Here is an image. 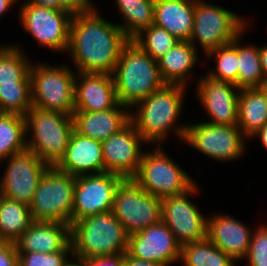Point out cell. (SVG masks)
I'll use <instances>...</instances> for the list:
<instances>
[{"mask_svg":"<svg viewBox=\"0 0 267 266\" xmlns=\"http://www.w3.org/2000/svg\"><path fill=\"white\" fill-rule=\"evenodd\" d=\"M129 41L123 30L116 23L106 20L97 9L78 12L70 21L66 54L77 73L112 75L121 51Z\"/></svg>","mask_w":267,"mask_h":266,"instance_id":"cell-1","label":"cell"},{"mask_svg":"<svg viewBox=\"0 0 267 266\" xmlns=\"http://www.w3.org/2000/svg\"><path fill=\"white\" fill-rule=\"evenodd\" d=\"M187 88L183 85L166 84L138 102L133 109L135 112L131 110L130 121L148 146H163L166 138L173 133L183 142L188 123L180 121L185 108Z\"/></svg>","mask_w":267,"mask_h":266,"instance_id":"cell-2","label":"cell"},{"mask_svg":"<svg viewBox=\"0 0 267 266\" xmlns=\"http://www.w3.org/2000/svg\"><path fill=\"white\" fill-rule=\"evenodd\" d=\"M112 78L118 102L130 110L166 85L157 61L133 40L123 47Z\"/></svg>","mask_w":267,"mask_h":266,"instance_id":"cell-3","label":"cell"},{"mask_svg":"<svg viewBox=\"0 0 267 266\" xmlns=\"http://www.w3.org/2000/svg\"><path fill=\"white\" fill-rule=\"evenodd\" d=\"M128 237L112 211L88 216L70 225L72 255L81 259L125 253Z\"/></svg>","mask_w":267,"mask_h":266,"instance_id":"cell-4","label":"cell"},{"mask_svg":"<svg viewBox=\"0 0 267 266\" xmlns=\"http://www.w3.org/2000/svg\"><path fill=\"white\" fill-rule=\"evenodd\" d=\"M25 120L27 149L49 167H55L65 155L74 131L73 117L32 107Z\"/></svg>","mask_w":267,"mask_h":266,"instance_id":"cell-5","label":"cell"},{"mask_svg":"<svg viewBox=\"0 0 267 266\" xmlns=\"http://www.w3.org/2000/svg\"><path fill=\"white\" fill-rule=\"evenodd\" d=\"M69 65L62 63L61 66H51L43 62L40 64V61L31 63L32 107L73 116L77 72Z\"/></svg>","mask_w":267,"mask_h":266,"instance_id":"cell-6","label":"cell"},{"mask_svg":"<svg viewBox=\"0 0 267 266\" xmlns=\"http://www.w3.org/2000/svg\"><path fill=\"white\" fill-rule=\"evenodd\" d=\"M249 23V19L239 16L233 10L208 3L207 0H196L193 32L189 42L196 49L201 46L205 56L210 51L229 44L243 32L246 33Z\"/></svg>","mask_w":267,"mask_h":266,"instance_id":"cell-7","label":"cell"},{"mask_svg":"<svg viewBox=\"0 0 267 266\" xmlns=\"http://www.w3.org/2000/svg\"><path fill=\"white\" fill-rule=\"evenodd\" d=\"M145 149L135 176L132 178L142 189L160 199L186 193L196 183L182 170L175 159L166 154L162 145Z\"/></svg>","mask_w":267,"mask_h":266,"instance_id":"cell-8","label":"cell"},{"mask_svg":"<svg viewBox=\"0 0 267 266\" xmlns=\"http://www.w3.org/2000/svg\"><path fill=\"white\" fill-rule=\"evenodd\" d=\"M76 176L48 167L29 205L33 221L72 224Z\"/></svg>","mask_w":267,"mask_h":266,"instance_id":"cell-9","label":"cell"},{"mask_svg":"<svg viewBox=\"0 0 267 266\" xmlns=\"http://www.w3.org/2000/svg\"><path fill=\"white\" fill-rule=\"evenodd\" d=\"M112 213L128 235L136 234L162 221V199L147 193L133 179L118 185Z\"/></svg>","mask_w":267,"mask_h":266,"instance_id":"cell-10","label":"cell"},{"mask_svg":"<svg viewBox=\"0 0 267 266\" xmlns=\"http://www.w3.org/2000/svg\"><path fill=\"white\" fill-rule=\"evenodd\" d=\"M248 140L237 125L200 121L188 123L183 143L215 161L232 162L243 158Z\"/></svg>","mask_w":267,"mask_h":266,"instance_id":"cell-11","label":"cell"},{"mask_svg":"<svg viewBox=\"0 0 267 266\" xmlns=\"http://www.w3.org/2000/svg\"><path fill=\"white\" fill-rule=\"evenodd\" d=\"M17 12L21 27L40 45L52 51L67 53L70 21L73 12L56 10L21 2Z\"/></svg>","mask_w":267,"mask_h":266,"instance_id":"cell-12","label":"cell"},{"mask_svg":"<svg viewBox=\"0 0 267 266\" xmlns=\"http://www.w3.org/2000/svg\"><path fill=\"white\" fill-rule=\"evenodd\" d=\"M198 186L196 183L186 193L162 199V221L181 246L207 238L208 218L192 201V198L200 192Z\"/></svg>","mask_w":267,"mask_h":266,"instance_id":"cell-13","label":"cell"},{"mask_svg":"<svg viewBox=\"0 0 267 266\" xmlns=\"http://www.w3.org/2000/svg\"><path fill=\"white\" fill-rule=\"evenodd\" d=\"M6 169L0 179V195L30 205L41 176L48 165L28 149L0 161Z\"/></svg>","mask_w":267,"mask_h":266,"instance_id":"cell-14","label":"cell"},{"mask_svg":"<svg viewBox=\"0 0 267 266\" xmlns=\"http://www.w3.org/2000/svg\"><path fill=\"white\" fill-rule=\"evenodd\" d=\"M122 180L108 172L76 176L72 223L112 211L115 191Z\"/></svg>","mask_w":267,"mask_h":266,"instance_id":"cell-15","label":"cell"},{"mask_svg":"<svg viewBox=\"0 0 267 266\" xmlns=\"http://www.w3.org/2000/svg\"><path fill=\"white\" fill-rule=\"evenodd\" d=\"M145 145L148 143L130 121L119 132L102 142L104 172L116 174L123 179H132L138 170Z\"/></svg>","mask_w":267,"mask_h":266,"instance_id":"cell-16","label":"cell"},{"mask_svg":"<svg viewBox=\"0 0 267 266\" xmlns=\"http://www.w3.org/2000/svg\"><path fill=\"white\" fill-rule=\"evenodd\" d=\"M196 99L209 116L206 123L238 125V97L240 90L234 83L214 79L207 74L196 81Z\"/></svg>","mask_w":267,"mask_h":266,"instance_id":"cell-17","label":"cell"},{"mask_svg":"<svg viewBox=\"0 0 267 266\" xmlns=\"http://www.w3.org/2000/svg\"><path fill=\"white\" fill-rule=\"evenodd\" d=\"M126 253L136 259L164 266L180 262L181 245L163 222L129 235Z\"/></svg>","mask_w":267,"mask_h":266,"instance_id":"cell-18","label":"cell"},{"mask_svg":"<svg viewBox=\"0 0 267 266\" xmlns=\"http://www.w3.org/2000/svg\"><path fill=\"white\" fill-rule=\"evenodd\" d=\"M252 233V227L224 213L207 219V238L235 262L247 256Z\"/></svg>","mask_w":267,"mask_h":266,"instance_id":"cell-19","label":"cell"},{"mask_svg":"<svg viewBox=\"0 0 267 266\" xmlns=\"http://www.w3.org/2000/svg\"><path fill=\"white\" fill-rule=\"evenodd\" d=\"M112 75L78 72L75 77L74 111L96 112L118 104Z\"/></svg>","mask_w":267,"mask_h":266,"instance_id":"cell-20","label":"cell"},{"mask_svg":"<svg viewBox=\"0 0 267 266\" xmlns=\"http://www.w3.org/2000/svg\"><path fill=\"white\" fill-rule=\"evenodd\" d=\"M55 167L74 176L103 173L102 142L82 136L74 130L65 155Z\"/></svg>","mask_w":267,"mask_h":266,"instance_id":"cell-21","label":"cell"},{"mask_svg":"<svg viewBox=\"0 0 267 266\" xmlns=\"http://www.w3.org/2000/svg\"><path fill=\"white\" fill-rule=\"evenodd\" d=\"M130 112L120 103L104 111H74V130L82 136L103 142L130 122Z\"/></svg>","mask_w":267,"mask_h":266,"instance_id":"cell-22","label":"cell"},{"mask_svg":"<svg viewBox=\"0 0 267 266\" xmlns=\"http://www.w3.org/2000/svg\"><path fill=\"white\" fill-rule=\"evenodd\" d=\"M70 242L69 224L33 221L15 245L18 252L54 253L62 251Z\"/></svg>","mask_w":267,"mask_h":266,"instance_id":"cell-23","label":"cell"},{"mask_svg":"<svg viewBox=\"0 0 267 266\" xmlns=\"http://www.w3.org/2000/svg\"><path fill=\"white\" fill-rule=\"evenodd\" d=\"M195 3L196 0H155L154 25L166 29L179 41H189Z\"/></svg>","mask_w":267,"mask_h":266,"instance_id":"cell-24","label":"cell"},{"mask_svg":"<svg viewBox=\"0 0 267 266\" xmlns=\"http://www.w3.org/2000/svg\"><path fill=\"white\" fill-rule=\"evenodd\" d=\"M197 51L189 41H178L157 60L162 80L169 85L188 87L194 68L200 63L197 61H201Z\"/></svg>","mask_w":267,"mask_h":266,"instance_id":"cell-25","label":"cell"},{"mask_svg":"<svg viewBox=\"0 0 267 266\" xmlns=\"http://www.w3.org/2000/svg\"><path fill=\"white\" fill-rule=\"evenodd\" d=\"M267 123V104L258 88L241 89L238 97V127L250 139Z\"/></svg>","mask_w":267,"mask_h":266,"instance_id":"cell-26","label":"cell"},{"mask_svg":"<svg viewBox=\"0 0 267 266\" xmlns=\"http://www.w3.org/2000/svg\"><path fill=\"white\" fill-rule=\"evenodd\" d=\"M123 22L116 23L133 40L144 29L154 24L155 0H116Z\"/></svg>","mask_w":267,"mask_h":266,"instance_id":"cell-27","label":"cell"},{"mask_svg":"<svg viewBox=\"0 0 267 266\" xmlns=\"http://www.w3.org/2000/svg\"><path fill=\"white\" fill-rule=\"evenodd\" d=\"M32 222L28 205L0 195V229L6 242L15 243Z\"/></svg>","mask_w":267,"mask_h":266,"instance_id":"cell-28","label":"cell"},{"mask_svg":"<svg viewBox=\"0 0 267 266\" xmlns=\"http://www.w3.org/2000/svg\"><path fill=\"white\" fill-rule=\"evenodd\" d=\"M244 32L237 37L238 56V85L237 88L252 89L258 88L265 77L262 72L259 46L251 44H241Z\"/></svg>","mask_w":267,"mask_h":266,"instance_id":"cell-29","label":"cell"},{"mask_svg":"<svg viewBox=\"0 0 267 266\" xmlns=\"http://www.w3.org/2000/svg\"><path fill=\"white\" fill-rule=\"evenodd\" d=\"M0 44V84L31 82L29 69L32 63L20 44Z\"/></svg>","mask_w":267,"mask_h":266,"instance_id":"cell-30","label":"cell"},{"mask_svg":"<svg viewBox=\"0 0 267 266\" xmlns=\"http://www.w3.org/2000/svg\"><path fill=\"white\" fill-rule=\"evenodd\" d=\"M26 149L25 116L0 113V161Z\"/></svg>","mask_w":267,"mask_h":266,"instance_id":"cell-31","label":"cell"},{"mask_svg":"<svg viewBox=\"0 0 267 266\" xmlns=\"http://www.w3.org/2000/svg\"><path fill=\"white\" fill-rule=\"evenodd\" d=\"M180 261L184 266H236V262L208 238L183 244Z\"/></svg>","mask_w":267,"mask_h":266,"instance_id":"cell-32","label":"cell"},{"mask_svg":"<svg viewBox=\"0 0 267 266\" xmlns=\"http://www.w3.org/2000/svg\"><path fill=\"white\" fill-rule=\"evenodd\" d=\"M205 56L207 61L214 59L216 64L215 69L206 73L208 76L238 85L237 38L227 45L210 51Z\"/></svg>","mask_w":267,"mask_h":266,"instance_id":"cell-33","label":"cell"},{"mask_svg":"<svg viewBox=\"0 0 267 266\" xmlns=\"http://www.w3.org/2000/svg\"><path fill=\"white\" fill-rule=\"evenodd\" d=\"M31 108V82L0 84V113L25 116Z\"/></svg>","mask_w":267,"mask_h":266,"instance_id":"cell-34","label":"cell"},{"mask_svg":"<svg viewBox=\"0 0 267 266\" xmlns=\"http://www.w3.org/2000/svg\"><path fill=\"white\" fill-rule=\"evenodd\" d=\"M151 58L158 60L167 53L179 40L166 29L151 25L133 39Z\"/></svg>","mask_w":267,"mask_h":266,"instance_id":"cell-35","label":"cell"},{"mask_svg":"<svg viewBox=\"0 0 267 266\" xmlns=\"http://www.w3.org/2000/svg\"><path fill=\"white\" fill-rule=\"evenodd\" d=\"M70 254H73L71 242L54 253L18 252V266H64Z\"/></svg>","mask_w":267,"mask_h":266,"instance_id":"cell-36","label":"cell"},{"mask_svg":"<svg viewBox=\"0 0 267 266\" xmlns=\"http://www.w3.org/2000/svg\"><path fill=\"white\" fill-rule=\"evenodd\" d=\"M252 233L248 254L249 266H267V225L260 224Z\"/></svg>","mask_w":267,"mask_h":266,"instance_id":"cell-37","label":"cell"},{"mask_svg":"<svg viewBox=\"0 0 267 266\" xmlns=\"http://www.w3.org/2000/svg\"><path fill=\"white\" fill-rule=\"evenodd\" d=\"M0 266H18V251L15 243L0 245Z\"/></svg>","mask_w":267,"mask_h":266,"instance_id":"cell-38","label":"cell"},{"mask_svg":"<svg viewBox=\"0 0 267 266\" xmlns=\"http://www.w3.org/2000/svg\"><path fill=\"white\" fill-rule=\"evenodd\" d=\"M84 266H124V253L115 256L84 259Z\"/></svg>","mask_w":267,"mask_h":266,"instance_id":"cell-39","label":"cell"},{"mask_svg":"<svg viewBox=\"0 0 267 266\" xmlns=\"http://www.w3.org/2000/svg\"><path fill=\"white\" fill-rule=\"evenodd\" d=\"M93 0H63V4L73 13L87 12L97 9Z\"/></svg>","mask_w":267,"mask_h":266,"instance_id":"cell-40","label":"cell"},{"mask_svg":"<svg viewBox=\"0 0 267 266\" xmlns=\"http://www.w3.org/2000/svg\"><path fill=\"white\" fill-rule=\"evenodd\" d=\"M26 2L41 7L53 8L56 10H69L63 4V0H26Z\"/></svg>","mask_w":267,"mask_h":266,"instance_id":"cell-41","label":"cell"},{"mask_svg":"<svg viewBox=\"0 0 267 266\" xmlns=\"http://www.w3.org/2000/svg\"><path fill=\"white\" fill-rule=\"evenodd\" d=\"M124 266H164L156 262L143 261L124 253Z\"/></svg>","mask_w":267,"mask_h":266,"instance_id":"cell-42","label":"cell"},{"mask_svg":"<svg viewBox=\"0 0 267 266\" xmlns=\"http://www.w3.org/2000/svg\"><path fill=\"white\" fill-rule=\"evenodd\" d=\"M260 139L259 141L261 142L263 148H265L267 150V123L261 128L259 129L255 134H253L250 137L251 139Z\"/></svg>","mask_w":267,"mask_h":266,"instance_id":"cell-43","label":"cell"},{"mask_svg":"<svg viewBox=\"0 0 267 266\" xmlns=\"http://www.w3.org/2000/svg\"><path fill=\"white\" fill-rule=\"evenodd\" d=\"M260 62L265 81H267V45L259 47Z\"/></svg>","mask_w":267,"mask_h":266,"instance_id":"cell-44","label":"cell"},{"mask_svg":"<svg viewBox=\"0 0 267 266\" xmlns=\"http://www.w3.org/2000/svg\"><path fill=\"white\" fill-rule=\"evenodd\" d=\"M20 0H0V18L4 16V14H7V12L11 11V8L13 5H16L17 2L19 3ZM16 3V4H15Z\"/></svg>","mask_w":267,"mask_h":266,"instance_id":"cell-45","label":"cell"},{"mask_svg":"<svg viewBox=\"0 0 267 266\" xmlns=\"http://www.w3.org/2000/svg\"><path fill=\"white\" fill-rule=\"evenodd\" d=\"M70 257L72 260L69 258L64 266H84V259L75 257L74 255H70Z\"/></svg>","mask_w":267,"mask_h":266,"instance_id":"cell-46","label":"cell"},{"mask_svg":"<svg viewBox=\"0 0 267 266\" xmlns=\"http://www.w3.org/2000/svg\"><path fill=\"white\" fill-rule=\"evenodd\" d=\"M258 89L262 92L264 98H265V101H266V104H267V81H264L259 87Z\"/></svg>","mask_w":267,"mask_h":266,"instance_id":"cell-47","label":"cell"},{"mask_svg":"<svg viewBox=\"0 0 267 266\" xmlns=\"http://www.w3.org/2000/svg\"><path fill=\"white\" fill-rule=\"evenodd\" d=\"M6 243V241L4 240L2 233H1V229H0V245Z\"/></svg>","mask_w":267,"mask_h":266,"instance_id":"cell-48","label":"cell"}]
</instances>
